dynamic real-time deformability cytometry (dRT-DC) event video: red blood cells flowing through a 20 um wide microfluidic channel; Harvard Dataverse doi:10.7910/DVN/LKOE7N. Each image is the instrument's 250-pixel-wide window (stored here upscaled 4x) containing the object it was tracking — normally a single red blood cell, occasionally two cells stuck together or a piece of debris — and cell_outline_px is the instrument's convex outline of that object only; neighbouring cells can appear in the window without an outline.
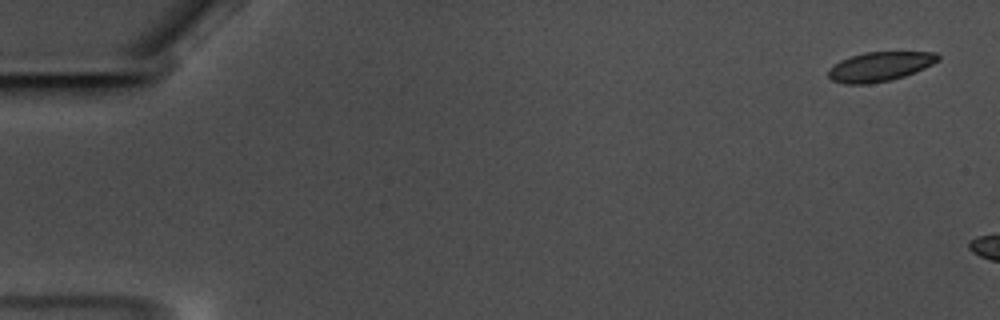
{"species": "common noctule bat (a hibernating species)", "species_latin": "Nyctalus noctula", "temperature_condition": "warm", "stored_images_in_passage": 6, "camera_frame_rate_fps": 3000, "um_per_image_px": 0.085, "animal": {"sex": "male", "body_mass_g": 17.5, "forearm_length_mm": 52.3}, "frame": {"image": 1, "passage_image": 1, "time_ms": 0.0, "image_size_px": [1000, 320], "cell_outline_px": [[940, 60], [916, 72], [892, 80], [868, 84], [844, 84], [832, 80], [828, 76], [828, 68], [840, 60], [864, 52], [936, 52], [940, 56]], "centroid_in_image_um": [74.78, 5.66], "position_along_channel_um": 10.2, "area_um2": 18.9}}